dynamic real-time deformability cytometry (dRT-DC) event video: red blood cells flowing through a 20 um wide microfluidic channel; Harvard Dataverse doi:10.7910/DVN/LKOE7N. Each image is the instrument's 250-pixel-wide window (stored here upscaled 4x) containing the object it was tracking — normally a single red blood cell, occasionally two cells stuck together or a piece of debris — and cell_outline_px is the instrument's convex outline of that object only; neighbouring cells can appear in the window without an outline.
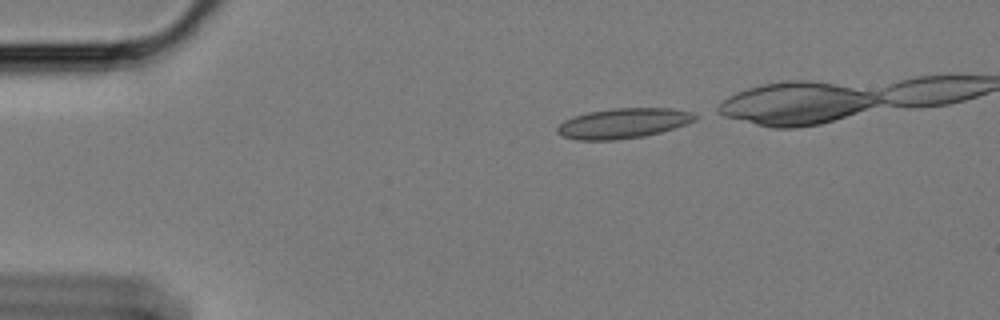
{"species": "Egyptian fruit bat (a non-hibernating species)", "species_latin": "Rousettus aegyptiacus", "temperature_condition": "cold", "stored_images_in_passage": 41, "camera_frame_rate_fps": 3000, "um_per_image_px": 0.085, "animal": {"sex": "female"}, "frame": {"image": 1, "passage_image": 1, "time_ms": 0.0, "image_size_px": [1000, 320], "cell_outline_px": [[696, 116], [692, 120], [684, 124], [660, 132], [644, 136], [616, 140], [576, 140], [564, 136], [556, 132], [556, 128], [564, 120], [572, 116], [588, 112], [612, 108], [668, 108], [692, 112]], "centroid_in_image_um": [52.89, 10.48], "position_along_channel_um": 32.1, "area_um2": 23.93}}
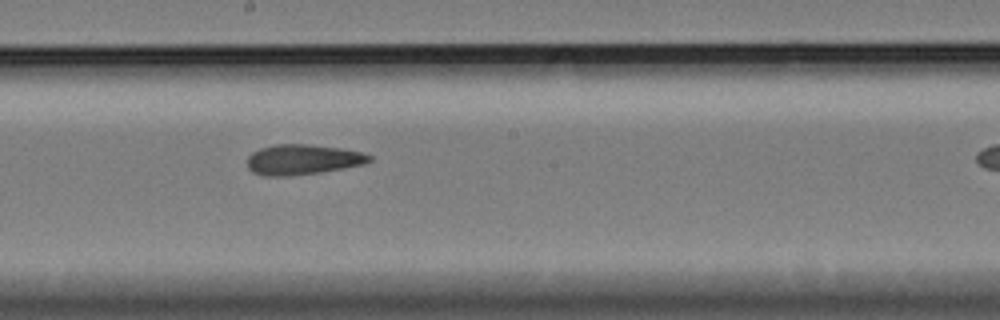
{"frame": {"image": 2, "passage_image": 22, "time_ms": 7.0, "image_size_px": [1000, 320], "cell_outline_px": [[372, 160], [364, 164], [344, 168], [320, 172], [292, 176], [264, 176], [252, 172], [248, 168], [248, 156], [252, 152], [260, 148], [276, 144], [308, 144], [344, 148], [360, 152], [372, 156]], "centroid_in_image_um": [25.72, 13.56], "position_along_channel_um": 222.5, "area_um2": 21.68}}
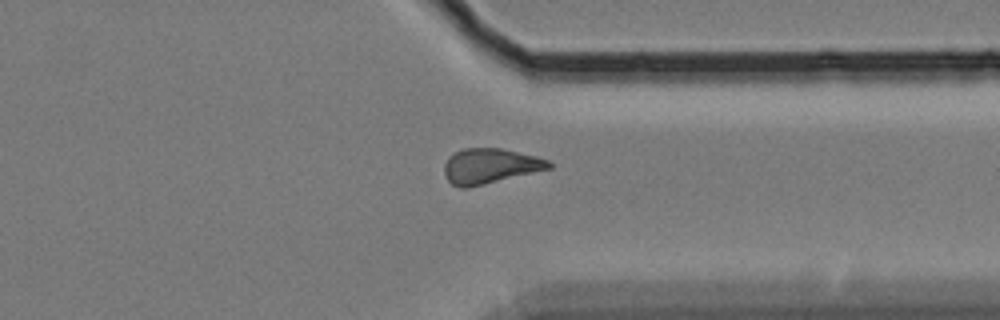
{"frame": {"image": 3, "passage_image": 35, "time_ms": 11.333, "image_size_px": [1000, 320], "cell_outline_px": [[552, 168], [468, 188], [460, 188], [452, 184], [448, 180], [444, 172], [444, 164], [448, 156], [452, 152], [464, 148], [500, 148], [536, 156], [548, 160], [552, 164]], "centroid_in_image_um": [41.62, 14.11], "position_along_channel_um": 369.8, "area_um2": 21.5}, "authors_computed_cell_mechanics": {"area_um2": 21.5016, "velocity_mm_per_s": 3.4086, "shape_relaxation_time_tau1_ms": null, "shape_relaxation_time_tau2_ms": 6.5755, "deformation_change_tau1": null, "deformation_change_tau2": 0.1327}}